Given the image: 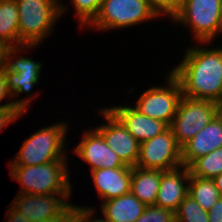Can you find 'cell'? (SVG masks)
I'll list each match as a JSON object with an SVG mask.
<instances>
[{"label":"cell","instance_id":"20","mask_svg":"<svg viewBox=\"0 0 222 222\" xmlns=\"http://www.w3.org/2000/svg\"><path fill=\"white\" fill-rule=\"evenodd\" d=\"M18 25L16 0H0V41L9 47L22 46L19 41Z\"/></svg>","mask_w":222,"mask_h":222},{"label":"cell","instance_id":"23","mask_svg":"<svg viewBox=\"0 0 222 222\" xmlns=\"http://www.w3.org/2000/svg\"><path fill=\"white\" fill-rule=\"evenodd\" d=\"M176 222H209L208 213L190 195H187L175 211Z\"/></svg>","mask_w":222,"mask_h":222},{"label":"cell","instance_id":"13","mask_svg":"<svg viewBox=\"0 0 222 222\" xmlns=\"http://www.w3.org/2000/svg\"><path fill=\"white\" fill-rule=\"evenodd\" d=\"M73 150L75 155L89 164L90 171L99 168L129 167L122 163L94 127L84 131L82 139Z\"/></svg>","mask_w":222,"mask_h":222},{"label":"cell","instance_id":"8","mask_svg":"<svg viewBox=\"0 0 222 222\" xmlns=\"http://www.w3.org/2000/svg\"><path fill=\"white\" fill-rule=\"evenodd\" d=\"M217 115V103L182 96L169 126L182 148Z\"/></svg>","mask_w":222,"mask_h":222},{"label":"cell","instance_id":"11","mask_svg":"<svg viewBox=\"0 0 222 222\" xmlns=\"http://www.w3.org/2000/svg\"><path fill=\"white\" fill-rule=\"evenodd\" d=\"M17 194L11 204L29 221L65 217L74 206L68 200L71 194Z\"/></svg>","mask_w":222,"mask_h":222},{"label":"cell","instance_id":"34","mask_svg":"<svg viewBox=\"0 0 222 222\" xmlns=\"http://www.w3.org/2000/svg\"><path fill=\"white\" fill-rule=\"evenodd\" d=\"M64 217H53L45 220H35L30 222H61Z\"/></svg>","mask_w":222,"mask_h":222},{"label":"cell","instance_id":"5","mask_svg":"<svg viewBox=\"0 0 222 222\" xmlns=\"http://www.w3.org/2000/svg\"><path fill=\"white\" fill-rule=\"evenodd\" d=\"M171 20L185 28L188 26L198 44L215 42L217 33L222 34V0H183Z\"/></svg>","mask_w":222,"mask_h":222},{"label":"cell","instance_id":"33","mask_svg":"<svg viewBox=\"0 0 222 222\" xmlns=\"http://www.w3.org/2000/svg\"><path fill=\"white\" fill-rule=\"evenodd\" d=\"M218 191L220 192L221 196H222V173L220 175H217L214 179H213Z\"/></svg>","mask_w":222,"mask_h":222},{"label":"cell","instance_id":"12","mask_svg":"<svg viewBox=\"0 0 222 222\" xmlns=\"http://www.w3.org/2000/svg\"><path fill=\"white\" fill-rule=\"evenodd\" d=\"M98 112L104 117L107 124L99 125L95 129L102 135L106 144L118 155L124 165L136 166L140 143L108 108H100Z\"/></svg>","mask_w":222,"mask_h":222},{"label":"cell","instance_id":"29","mask_svg":"<svg viewBox=\"0 0 222 222\" xmlns=\"http://www.w3.org/2000/svg\"><path fill=\"white\" fill-rule=\"evenodd\" d=\"M6 222H30L20 211L12 204L6 210Z\"/></svg>","mask_w":222,"mask_h":222},{"label":"cell","instance_id":"27","mask_svg":"<svg viewBox=\"0 0 222 222\" xmlns=\"http://www.w3.org/2000/svg\"><path fill=\"white\" fill-rule=\"evenodd\" d=\"M23 114L25 113L18 107L0 108V132L4 127L24 116Z\"/></svg>","mask_w":222,"mask_h":222},{"label":"cell","instance_id":"10","mask_svg":"<svg viewBox=\"0 0 222 222\" xmlns=\"http://www.w3.org/2000/svg\"><path fill=\"white\" fill-rule=\"evenodd\" d=\"M181 165V147L170 127L154 138L140 143L137 167L167 171Z\"/></svg>","mask_w":222,"mask_h":222},{"label":"cell","instance_id":"24","mask_svg":"<svg viewBox=\"0 0 222 222\" xmlns=\"http://www.w3.org/2000/svg\"><path fill=\"white\" fill-rule=\"evenodd\" d=\"M103 0H71L80 28L88 26L97 16Z\"/></svg>","mask_w":222,"mask_h":222},{"label":"cell","instance_id":"7","mask_svg":"<svg viewBox=\"0 0 222 222\" xmlns=\"http://www.w3.org/2000/svg\"><path fill=\"white\" fill-rule=\"evenodd\" d=\"M158 18L148 0H103L94 20L88 25L96 30L107 31L138 26Z\"/></svg>","mask_w":222,"mask_h":222},{"label":"cell","instance_id":"15","mask_svg":"<svg viewBox=\"0 0 222 222\" xmlns=\"http://www.w3.org/2000/svg\"><path fill=\"white\" fill-rule=\"evenodd\" d=\"M108 109L139 143L154 138L169 127L163 121L155 120L140 113L133 105L113 106Z\"/></svg>","mask_w":222,"mask_h":222},{"label":"cell","instance_id":"31","mask_svg":"<svg viewBox=\"0 0 222 222\" xmlns=\"http://www.w3.org/2000/svg\"><path fill=\"white\" fill-rule=\"evenodd\" d=\"M61 222H83L82 206L74 205L73 209L62 219Z\"/></svg>","mask_w":222,"mask_h":222},{"label":"cell","instance_id":"25","mask_svg":"<svg viewBox=\"0 0 222 222\" xmlns=\"http://www.w3.org/2000/svg\"><path fill=\"white\" fill-rule=\"evenodd\" d=\"M135 222H176L175 212L167 208L150 205L146 206L144 212Z\"/></svg>","mask_w":222,"mask_h":222},{"label":"cell","instance_id":"35","mask_svg":"<svg viewBox=\"0 0 222 222\" xmlns=\"http://www.w3.org/2000/svg\"><path fill=\"white\" fill-rule=\"evenodd\" d=\"M216 103H217V115L222 119V96Z\"/></svg>","mask_w":222,"mask_h":222},{"label":"cell","instance_id":"14","mask_svg":"<svg viewBox=\"0 0 222 222\" xmlns=\"http://www.w3.org/2000/svg\"><path fill=\"white\" fill-rule=\"evenodd\" d=\"M189 179V167L184 165L162 171L155 205L175 212L180 203L188 195Z\"/></svg>","mask_w":222,"mask_h":222},{"label":"cell","instance_id":"9","mask_svg":"<svg viewBox=\"0 0 222 222\" xmlns=\"http://www.w3.org/2000/svg\"><path fill=\"white\" fill-rule=\"evenodd\" d=\"M166 79V86L148 88L133 107L145 116L170 126L182 97V89L179 81L170 72Z\"/></svg>","mask_w":222,"mask_h":222},{"label":"cell","instance_id":"30","mask_svg":"<svg viewBox=\"0 0 222 222\" xmlns=\"http://www.w3.org/2000/svg\"><path fill=\"white\" fill-rule=\"evenodd\" d=\"M209 222H222V197L207 211Z\"/></svg>","mask_w":222,"mask_h":222},{"label":"cell","instance_id":"6","mask_svg":"<svg viewBox=\"0 0 222 222\" xmlns=\"http://www.w3.org/2000/svg\"><path fill=\"white\" fill-rule=\"evenodd\" d=\"M26 48L30 50L35 48V45L9 47L6 52V66L3 67L8 90L12 97H16L15 99H17L20 94L23 95V92L29 94L28 97H24V99L14 100V105L25 114L31 105L30 103H32L31 99L36 97V94L32 97L33 95L30 92H32L35 85H38L39 75H41V71L43 70L41 62L33 61L30 57L27 58V56L23 57V55L20 56V54H17L23 50L25 52Z\"/></svg>","mask_w":222,"mask_h":222},{"label":"cell","instance_id":"26","mask_svg":"<svg viewBox=\"0 0 222 222\" xmlns=\"http://www.w3.org/2000/svg\"><path fill=\"white\" fill-rule=\"evenodd\" d=\"M148 2L158 17L168 16L167 18L171 20L178 13L183 0H148Z\"/></svg>","mask_w":222,"mask_h":222},{"label":"cell","instance_id":"32","mask_svg":"<svg viewBox=\"0 0 222 222\" xmlns=\"http://www.w3.org/2000/svg\"><path fill=\"white\" fill-rule=\"evenodd\" d=\"M95 209H93V207H89L88 208V206L86 207V206H83L82 207V220H83V222H109L107 219H105V218H93L92 219V217H94L93 215H94V213H95V211H94Z\"/></svg>","mask_w":222,"mask_h":222},{"label":"cell","instance_id":"19","mask_svg":"<svg viewBox=\"0 0 222 222\" xmlns=\"http://www.w3.org/2000/svg\"><path fill=\"white\" fill-rule=\"evenodd\" d=\"M161 170L132 167L131 193L146 206L155 205L161 182Z\"/></svg>","mask_w":222,"mask_h":222},{"label":"cell","instance_id":"17","mask_svg":"<svg viewBox=\"0 0 222 222\" xmlns=\"http://www.w3.org/2000/svg\"><path fill=\"white\" fill-rule=\"evenodd\" d=\"M90 172L96 192L102 201L117 198L131 191L132 167L99 168Z\"/></svg>","mask_w":222,"mask_h":222},{"label":"cell","instance_id":"1","mask_svg":"<svg viewBox=\"0 0 222 222\" xmlns=\"http://www.w3.org/2000/svg\"><path fill=\"white\" fill-rule=\"evenodd\" d=\"M201 44L209 46L200 42V47H188L170 73L179 81L182 96L217 102L222 96V47L208 49Z\"/></svg>","mask_w":222,"mask_h":222},{"label":"cell","instance_id":"18","mask_svg":"<svg viewBox=\"0 0 222 222\" xmlns=\"http://www.w3.org/2000/svg\"><path fill=\"white\" fill-rule=\"evenodd\" d=\"M102 215L109 222H135L146 208L131 192L103 201L101 206Z\"/></svg>","mask_w":222,"mask_h":222},{"label":"cell","instance_id":"21","mask_svg":"<svg viewBox=\"0 0 222 222\" xmlns=\"http://www.w3.org/2000/svg\"><path fill=\"white\" fill-rule=\"evenodd\" d=\"M190 195L207 212L222 197L213 179L191 176L188 182Z\"/></svg>","mask_w":222,"mask_h":222},{"label":"cell","instance_id":"28","mask_svg":"<svg viewBox=\"0 0 222 222\" xmlns=\"http://www.w3.org/2000/svg\"><path fill=\"white\" fill-rule=\"evenodd\" d=\"M12 98L11 93L8 90V86H7V80H6V75L4 72V69H0V103L3 102L4 99L8 98V101H10L9 99ZM6 107H17L14 105V101H10V102H6L0 105V108H6Z\"/></svg>","mask_w":222,"mask_h":222},{"label":"cell","instance_id":"2","mask_svg":"<svg viewBox=\"0 0 222 222\" xmlns=\"http://www.w3.org/2000/svg\"><path fill=\"white\" fill-rule=\"evenodd\" d=\"M67 160L30 166H9L10 175L22 187L18 193L25 194H71Z\"/></svg>","mask_w":222,"mask_h":222},{"label":"cell","instance_id":"3","mask_svg":"<svg viewBox=\"0 0 222 222\" xmlns=\"http://www.w3.org/2000/svg\"><path fill=\"white\" fill-rule=\"evenodd\" d=\"M19 13V41L39 46L50 36L55 22L67 10L59 0H16Z\"/></svg>","mask_w":222,"mask_h":222},{"label":"cell","instance_id":"4","mask_svg":"<svg viewBox=\"0 0 222 222\" xmlns=\"http://www.w3.org/2000/svg\"><path fill=\"white\" fill-rule=\"evenodd\" d=\"M67 130L68 123L64 121L42 127L23 142L15 158L8 162L9 166H30L67 160V151H64L68 146L65 145Z\"/></svg>","mask_w":222,"mask_h":222},{"label":"cell","instance_id":"16","mask_svg":"<svg viewBox=\"0 0 222 222\" xmlns=\"http://www.w3.org/2000/svg\"><path fill=\"white\" fill-rule=\"evenodd\" d=\"M222 147V119L216 115L181 148L182 165L188 167L195 159Z\"/></svg>","mask_w":222,"mask_h":222},{"label":"cell","instance_id":"22","mask_svg":"<svg viewBox=\"0 0 222 222\" xmlns=\"http://www.w3.org/2000/svg\"><path fill=\"white\" fill-rule=\"evenodd\" d=\"M188 167L191 176L214 179L222 173V147L198 157Z\"/></svg>","mask_w":222,"mask_h":222}]
</instances>
